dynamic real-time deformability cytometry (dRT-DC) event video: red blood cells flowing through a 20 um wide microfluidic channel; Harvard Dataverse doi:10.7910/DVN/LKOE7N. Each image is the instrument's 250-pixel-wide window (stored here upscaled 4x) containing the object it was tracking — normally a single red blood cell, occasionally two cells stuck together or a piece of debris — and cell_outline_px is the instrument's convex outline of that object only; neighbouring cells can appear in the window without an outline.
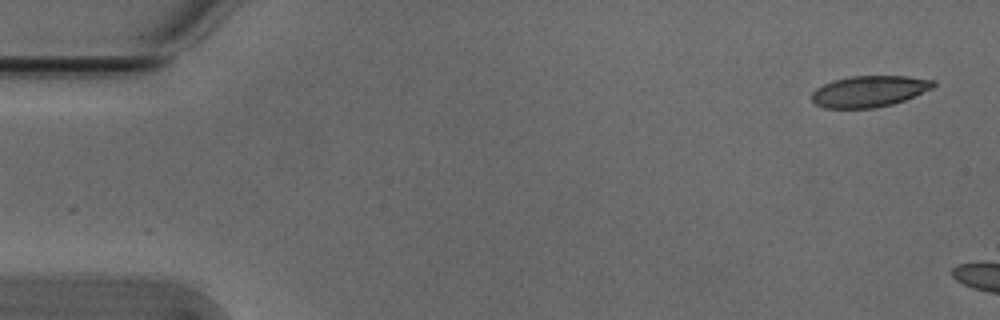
{"species": "Egyptian fruit bat (a non-hibernating species)", "species_latin": "Rousettus aegyptiacus", "temperature_condition": "cold", "stored_images_in_passage": 5, "camera_frame_rate_fps": 3000, "um_per_image_px": 0.085, "animal": {"sex": "male"}, "frame": {"image": 1, "passage_image": 1, "time_ms": 0.0, "image_size_px": [1000, 320], "cell_outline_px": [[936, 84], [932, 88], [904, 100], [892, 104], [872, 108], [824, 108], [816, 104], [812, 100], [812, 92], [816, 88], [824, 84], [836, 80], [852, 76], [908, 76], [936, 80]], "centroid_in_image_um": [73.89, 7.76], "position_along_channel_um": 11.1, "area_um2": 21.96}}